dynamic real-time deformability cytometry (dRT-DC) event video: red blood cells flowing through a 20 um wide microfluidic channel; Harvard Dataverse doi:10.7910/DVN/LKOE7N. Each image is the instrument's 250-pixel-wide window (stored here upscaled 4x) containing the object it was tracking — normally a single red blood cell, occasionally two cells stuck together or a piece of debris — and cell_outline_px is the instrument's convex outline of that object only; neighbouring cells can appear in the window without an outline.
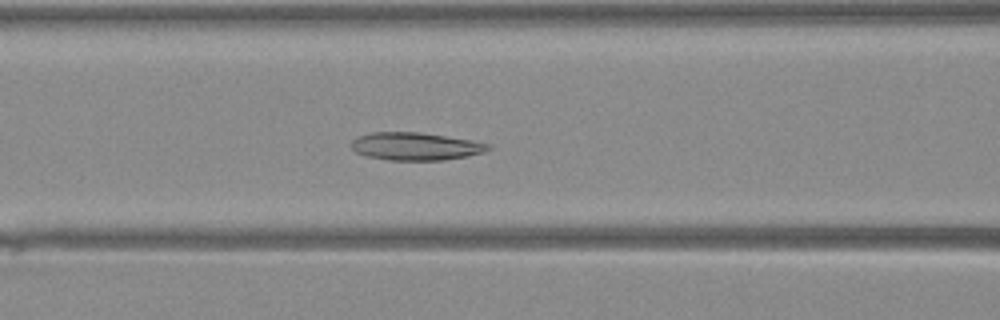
{"species": "Egyptian fruit bat (a non-hibernating species)", "species_latin": "Rousettus aegyptiacus", "temperature_condition": "warm", "stored_images_in_passage": 8, "camera_frame_rate_fps": 3000, "um_per_image_px": 0.085, "animal": {"sex": "female"}, "frame": {"image": 1, "passage_image": 6, "time_ms": 1.667, "image_size_px": [1000, 320], "cell_outline_px": [[492, 148], [484, 152], [468, 156], [444, 160], [388, 160], [368, 156], [356, 152], [348, 144], [356, 136], [368, 132], [416, 132], [472, 140], [492, 144]], "centroid_in_image_um": [35.3, 12.43], "position_along_channel_um": 131.3, "area_um2": 22.31}}